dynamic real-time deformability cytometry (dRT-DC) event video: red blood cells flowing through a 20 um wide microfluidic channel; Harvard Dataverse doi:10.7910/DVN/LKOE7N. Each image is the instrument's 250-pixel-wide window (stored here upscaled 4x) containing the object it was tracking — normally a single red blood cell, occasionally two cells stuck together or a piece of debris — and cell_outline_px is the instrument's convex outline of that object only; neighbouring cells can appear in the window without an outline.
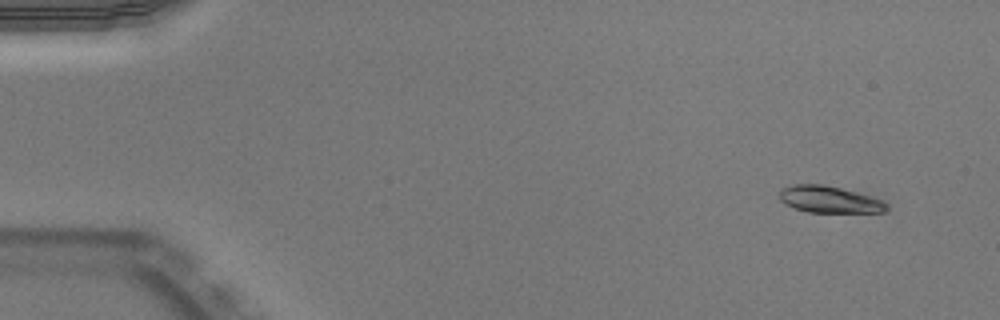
{"species": "Egyptian fruit bat (a non-hibernating species)", "species_latin": "Rousettus aegyptiacus", "temperature_condition": "warm", "stored_images_in_passage": 50, "camera_frame_rate_fps": 3000, "um_per_image_px": 0.085, "animal": {"sex": "male"}, "frame": {"image": 1, "passage_image": 2, "time_ms": 0.333, "image_size_px": [1000, 320], "cell_outline_px": [[888, 208], [884, 212], [808, 212], [796, 208], [780, 200], [780, 192], [784, 188], [796, 184], [824, 184], [856, 192], [884, 200], [888, 204]], "centroid_in_image_um": [70.55, 16.95], "position_along_channel_um": 14.4, "area_um2": 16.47}}
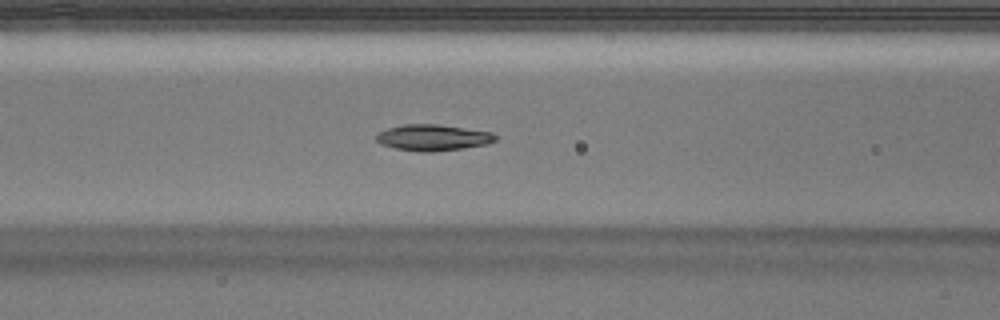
{"frame": {"image": 2, "passage_image": 20, "time_ms": 6.333, "image_size_px": [1000, 320], "cell_outline_px": [[496, 140], [488, 144], [464, 148], [432, 152], [420, 152], [396, 148], [380, 144], [376, 140], [376, 136], [380, 132], [388, 128], [404, 124], [436, 124], [492, 132], [496, 136]], "centroid_in_image_um": [36.81, 11.7], "position_along_channel_um": 129.8, "area_um2": 18.09}}
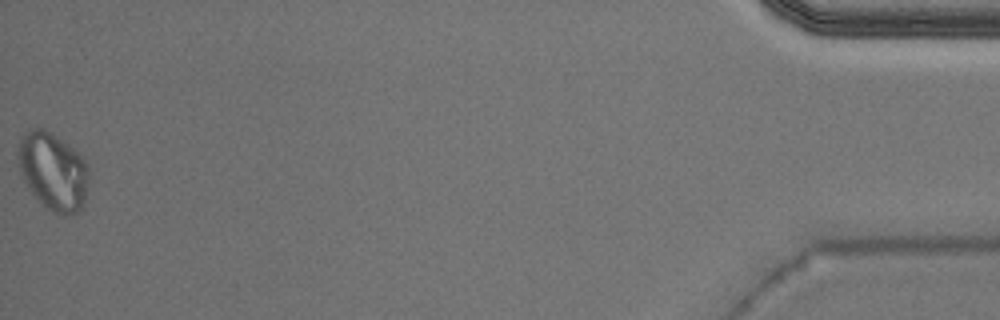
{"frame": {"image": 3, "passage_image": 50, "time_ms": 16.333, "image_size_px": [1000, 320], "cell_outline_px": [[88, 184], [84, 204], [76, 212], [64, 216], [52, 212], [44, 208], [32, 192], [24, 180], [20, 172], [16, 152], [16, 148], [20, 136], [28, 128], [44, 128], [68, 144], [88, 164]], "centroid_in_image_um": [4.47, 14.55], "position_along_channel_um": 430.7, "area_um2": 32.37}}